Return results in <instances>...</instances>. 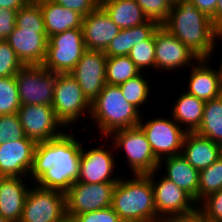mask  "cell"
<instances>
[{"instance_id": "47", "label": "cell", "mask_w": 222, "mask_h": 222, "mask_svg": "<svg viewBox=\"0 0 222 222\" xmlns=\"http://www.w3.org/2000/svg\"><path fill=\"white\" fill-rule=\"evenodd\" d=\"M121 222H149L144 220H121Z\"/></svg>"}, {"instance_id": "7", "label": "cell", "mask_w": 222, "mask_h": 222, "mask_svg": "<svg viewBox=\"0 0 222 222\" xmlns=\"http://www.w3.org/2000/svg\"><path fill=\"white\" fill-rule=\"evenodd\" d=\"M86 50L82 29H69L48 38L42 66L56 74L70 73Z\"/></svg>"}, {"instance_id": "30", "label": "cell", "mask_w": 222, "mask_h": 222, "mask_svg": "<svg viewBox=\"0 0 222 222\" xmlns=\"http://www.w3.org/2000/svg\"><path fill=\"white\" fill-rule=\"evenodd\" d=\"M150 82L146 79L143 74H138L135 77L127 80L126 82L119 85L124 98L128 103L133 104L139 110L146 102H148L150 91Z\"/></svg>"}, {"instance_id": "37", "label": "cell", "mask_w": 222, "mask_h": 222, "mask_svg": "<svg viewBox=\"0 0 222 222\" xmlns=\"http://www.w3.org/2000/svg\"><path fill=\"white\" fill-rule=\"evenodd\" d=\"M200 204L197 209L209 222H222V189L202 199Z\"/></svg>"}, {"instance_id": "1", "label": "cell", "mask_w": 222, "mask_h": 222, "mask_svg": "<svg viewBox=\"0 0 222 222\" xmlns=\"http://www.w3.org/2000/svg\"><path fill=\"white\" fill-rule=\"evenodd\" d=\"M71 133L36 144L31 181L65 193L78 180L82 143Z\"/></svg>"}, {"instance_id": "10", "label": "cell", "mask_w": 222, "mask_h": 222, "mask_svg": "<svg viewBox=\"0 0 222 222\" xmlns=\"http://www.w3.org/2000/svg\"><path fill=\"white\" fill-rule=\"evenodd\" d=\"M65 216V193L34 184L26 195L19 222H59Z\"/></svg>"}, {"instance_id": "29", "label": "cell", "mask_w": 222, "mask_h": 222, "mask_svg": "<svg viewBox=\"0 0 222 222\" xmlns=\"http://www.w3.org/2000/svg\"><path fill=\"white\" fill-rule=\"evenodd\" d=\"M140 73V69L128 56L107 57L106 84L119 86Z\"/></svg>"}, {"instance_id": "41", "label": "cell", "mask_w": 222, "mask_h": 222, "mask_svg": "<svg viewBox=\"0 0 222 222\" xmlns=\"http://www.w3.org/2000/svg\"><path fill=\"white\" fill-rule=\"evenodd\" d=\"M195 7L212 19L215 26V10L217 0H191Z\"/></svg>"}, {"instance_id": "3", "label": "cell", "mask_w": 222, "mask_h": 222, "mask_svg": "<svg viewBox=\"0 0 222 222\" xmlns=\"http://www.w3.org/2000/svg\"><path fill=\"white\" fill-rule=\"evenodd\" d=\"M6 41L23 65H42L48 38L36 0H29L17 11L15 28Z\"/></svg>"}, {"instance_id": "27", "label": "cell", "mask_w": 222, "mask_h": 222, "mask_svg": "<svg viewBox=\"0 0 222 222\" xmlns=\"http://www.w3.org/2000/svg\"><path fill=\"white\" fill-rule=\"evenodd\" d=\"M175 101L171 117L179 126L185 125L187 132H195L203 118L205 101L186 91H183Z\"/></svg>"}, {"instance_id": "8", "label": "cell", "mask_w": 222, "mask_h": 222, "mask_svg": "<svg viewBox=\"0 0 222 222\" xmlns=\"http://www.w3.org/2000/svg\"><path fill=\"white\" fill-rule=\"evenodd\" d=\"M52 107L56 117L65 126L76 124L81 115L91 114V103L85 97L76 79L70 74H56Z\"/></svg>"}, {"instance_id": "39", "label": "cell", "mask_w": 222, "mask_h": 222, "mask_svg": "<svg viewBox=\"0 0 222 222\" xmlns=\"http://www.w3.org/2000/svg\"><path fill=\"white\" fill-rule=\"evenodd\" d=\"M57 4L76 11L83 17L95 10L99 5V0H53Z\"/></svg>"}, {"instance_id": "49", "label": "cell", "mask_w": 222, "mask_h": 222, "mask_svg": "<svg viewBox=\"0 0 222 222\" xmlns=\"http://www.w3.org/2000/svg\"><path fill=\"white\" fill-rule=\"evenodd\" d=\"M0 222H9L8 220L4 219L1 215H0Z\"/></svg>"}, {"instance_id": "31", "label": "cell", "mask_w": 222, "mask_h": 222, "mask_svg": "<svg viewBox=\"0 0 222 222\" xmlns=\"http://www.w3.org/2000/svg\"><path fill=\"white\" fill-rule=\"evenodd\" d=\"M220 189H222V157L199 171L198 203Z\"/></svg>"}, {"instance_id": "35", "label": "cell", "mask_w": 222, "mask_h": 222, "mask_svg": "<svg viewBox=\"0 0 222 222\" xmlns=\"http://www.w3.org/2000/svg\"><path fill=\"white\" fill-rule=\"evenodd\" d=\"M23 66L9 43L0 41V77L15 76Z\"/></svg>"}, {"instance_id": "22", "label": "cell", "mask_w": 222, "mask_h": 222, "mask_svg": "<svg viewBox=\"0 0 222 222\" xmlns=\"http://www.w3.org/2000/svg\"><path fill=\"white\" fill-rule=\"evenodd\" d=\"M45 24L47 38L69 29H82L83 16L76 11L64 8L53 0H36Z\"/></svg>"}, {"instance_id": "14", "label": "cell", "mask_w": 222, "mask_h": 222, "mask_svg": "<svg viewBox=\"0 0 222 222\" xmlns=\"http://www.w3.org/2000/svg\"><path fill=\"white\" fill-rule=\"evenodd\" d=\"M25 136L38 142H46L63 134L64 125L55 110L48 105H20L17 111Z\"/></svg>"}, {"instance_id": "46", "label": "cell", "mask_w": 222, "mask_h": 222, "mask_svg": "<svg viewBox=\"0 0 222 222\" xmlns=\"http://www.w3.org/2000/svg\"><path fill=\"white\" fill-rule=\"evenodd\" d=\"M59 222H76L74 218L65 216L61 221Z\"/></svg>"}, {"instance_id": "32", "label": "cell", "mask_w": 222, "mask_h": 222, "mask_svg": "<svg viewBox=\"0 0 222 222\" xmlns=\"http://www.w3.org/2000/svg\"><path fill=\"white\" fill-rule=\"evenodd\" d=\"M20 105L15 76L0 77V115L17 113Z\"/></svg>"}, {"instance_id": "12", "label": "cell", "mask_w": 222, "mask_h": 222, "mask_svg": "<svg viewBox=\"0 0 222 222\" xmlns=\"http://www.w3.org/2000/svg\"><path fill=\"white\" fill-rule=\"evenodd\" d=\"M138 126L145 133L152 152L159 161L165 157L181 154L187 131L173 118L155 117L148 122L141 119Z\"/></svg>"}, {"instance_id": "44", "label": "cell", "mask_w": 222, "mask_h": 222, "mask_svg": "<svg viewBox=\"0 0 222 222\" xmlns=\"http://www.w3.org/2000/svg\"><path fill=\"white\" fill-rule=\"evenodd\" d=\"M215 28H222V0H217L215 10Z\"/></svg>"}, {"instance_id": "20", "label": "cell", "mask_w": 222, "mask_h": 222, "mask_svg": "<svg viewBox=\"0 0 222 222\" xmlns=\"http://www.w3.org/2000/svg\"><path fill=\"white\" fill-rule=\"evenodd\" d=\"M209 59H198L191 65L188 76V94L210 101L222 95V69L207 66ZM198 63V64H197ZM193 66V67H192Z\"/></svg>"}, {"instance_id": "42", "label": "cell", "mask_w": 222, "mask_h": 222, "mask_svg": "<svg viewBox=\"0 0 222 222\" xmlns=\"http://www.w3.org/2000/svg\"><path fill=\"white\" fill-rule=\"evenodd\" d=\"M163 222H209L207 218L196 209L194 212L189 214L173 217Z\"/></svg>"}, {"instance_id": "18", "label": "cell", "mask_w": 222, "mask_h": 222, "mask_svg": "<svg viewBox=\"0 0 222 222\" xmlns=\"http://www.w3.org/2000/svg\"><path fill=\"white\" fill-rule=\"evenodd\" d=\"M101 147L95 146V148L87 150H84V146L82 147L77 181L97 184L101 182L117 183L121 179V176L119 178L118 175L117 178L112 177L116 162L111 148L105 150Z\"/></svg>"}, {"instance_id": "19", "label": "cell", "mask_w": 222, "mask_h": 222, "mask_svg": "<svg viewBox=\"0 0 222 222\" xmlns=\"http://www.w3.org/2000/svg\"><path fill=\"white\" fill-rule=\"evenodd\" d=\"M120 30L100 5L82 20L84 44L88 50L105 51Z\"/></svg>"}, {"instance_id": "33", "label": "cell", "mask_w": 222, "mask_h": 222, "mask_svg": "<svg viewBox=\"0 0 222 222\" xmlns=\"http://www.w3.org/2000/svg\"><path fill=\"white\" fill-rule=\"evenodd\" d=\"M128 57L140 69L149 67L155 70V37L154 33L147 39L136 44L129 52Z\"/></svg>"}, {"instance_id": "5", "label": "cell", "mask_w": 222, "mask_h": 222, "mask_svg": "<svg viewBox=\"0 0 222 222\" xmlns=\"http://www.w3.org/2000/svg\"><path fill=\"white\" fill-rule=\"evenodd\" d=\"M140 112L127 102L119 86L106 84L91 104L90 117L99 133L108 138L116 130L138 126L142 119Z\"/></svg>"}, {"instance_id": "13", "label": "cell", "mask_w": 222, "mask_h": 222, "mask_svg": "<svg viewBox=\"0 0 222 222\" xmlns=\"http://www.w3.org/2000/svg\"><path fill=\"white\" fill-rule=\"evenodd\" d=\"M116 183L97 184L76 181L65 192L66 216L76 215L111 207Z\"/></svg>"}, {"instance_id": "43", "label": "cell", "mask_w": 222, "mask_h": 222, "mask_svg": "<svg viewBox=\"0 0 222 222\" xmlns=\"http://www.w3.org/2000/svg\"><path fill=\"white\" fill-rule=\"evenodd\" d=\"M29 0H0L1 8H8L18 11L23 7Z\"/></svg>"}, {"instance_id": "17", "label": "cell", "mask_w": 222, "mask_h": 222, "mask_svg": "<svg viewBox=\"0 0 222 222\" xmlns=\"http://www.w3.org/2000/svg\"><path fill=\"white\" fill-rule=\"evenodd\" d=\"M36 142L28 137L0 144V177H23L33 166Z\"/></svg>"}, {"instance_id": "38", "label": "cell", "mask_w": 222, "mask_h": 222, "mask_svg": "<svg viewBox=\"0 0 222 222\" xmlns=\"http://www.w3.org/2000/svg\"><path fill=\"white\" fill-rule=\"evenodd\" d=\"M76 222H121L119 215L108 207L101 210L85 212L73 217Z\"/></svg>"}, {"instance_id": "21", "label": "cell", "mask_w": 222, "mask_h": 222, "mask_svg": "<svg viewBox=\"0 0 222 222\" xmlns=\"http://www.w3.org/2000/svg\"><path fill=\"white\" fill-rule=\"evenodd\" d=\"M24 181V177H0V215L9 222L21 219L29 190Z\"/></svg>"}, {"instance_id": "40", "label": "cell", "mask_w": 222, "mask_h": 222, "mask_svg": "<svg viewBox=\"0 0 222 222\" xmlns=\"http://www.w3.org/2000/svg\"><path fill=\"white\" fill-rule=\"evenodd\" d=\"M17 11L0 7V41L6 40L16 25Z\"/></svg>"}, {"instance_id": "28", "label": "cell", "mask_w": 222, "mask_h": 222, "mask_svg": "<svg viewBox=\"0 0 222 222\" xmlns=\"http://www.w3.org/2000/svg\"><path fill=\"white\" fill-rule=\"evenodd\" d=\"M195 133L215 143L222 142V95L205 101L203 118Z\"/></svg>"}, {"instance_id": "36", "label": "cell", "mask_w": 222, "mask_h": 222, "mask_svg": "<svg viewBox=\"0 0 222 222\" xmlns=\"http://www.w3.org/2000/svg\"><path fill=\"white\" fill-rule=\"evenodd\" d=\"M17 113L0 115V144L25 138Z\"/></svg>"}, {"instance_id": "11", "label": "cell", "mask_w": 222, "mask_h": 222, "mask_svg": "<svg viewBox=\"0 0 222 222\" xmlns=\"http://www.w3.org/2000/svg\"><path fill=\"white\" fill-rule=\"evenodd\" d=\"M157 171L159 169L146 175L153 187L158 222L194 212L198 206L195 200L164 175L157 182L155 177Z\"/></svg>"}, {"instance_id": "4", "label": "cell", "mask_w": 222, "mask_h": 222, "mask_svg": "<svg viewBox=\"0 0 222 222\" xmlns=\"http://www.w3.org/2000/svg\"><path fill=\"white\" fill-rule=\"evenodd\" d=\"M133 177L116 183L111 207L121 220L158 222L150 178L146 174Z\"/></svg>"}, {"instance_id": "34", "label": "cell", "mask_w": 222, "mask_h": 222, "mask_svg": "<svg viewBox=\"0 0 222 222\" xmlns=\"http://www.w3.org/2000/svg\"><path fill=\"white\" fill-rule=\"evenodd\" d=\"M142 8L145 17L156 22L159 26L163 25L168 19L173 0H135Z\"/></svg>"}, {"instance_id": "24", "label": "cell", "mask_w": 222, "mask_h": 222, "mask_svg": "<svg viewBox=\"0 0 222 222\" xmlns=\"http://www.w3.org/2000/svg\"><path fill=\"white\" fill-rule=\"evenodd\" d=\"M162 163L166 167L164 176L187 192L198 204L199 171L181 154L161 159L159 170Z\"/></svg>"}, {"instance_id": "6", "label": "cell", "mask_w": 222, "mask_h": 222, "mask_svg": "<svg viewBox=\"0 0 222 222\" xmlns=\"http://www.w3.org/2000/svg\"><path fill=\"white\" fill-rule=\"evenodd\" d=\"M111 135L112 152L120 148L125 152L132 175L148 174L159 169L160 161L153 154L147 137L139 126L116 130Z\"/></svg>"}, {"instance_id": "9", "label": "cell", "mask_w": 222, "mask_h": 222, "mask_svg": "<svg viewBox=\"0 0 222 222\" xmlns=\"http://www.w3.org/2000/svg\"><path fill=\"white\" fill-rule=\"evenodd\" d=\"M15 79L21 105L52 106L56 73L42 65H24Z\"/></svg>"}, {"instance_id": "15", "label": "cell", "mask_w": 222, "mask_h": 222, "mask_svg": "<svg viewBox=\"0 0 222 222\" xmlns=\"http://www.w3.org/2000/svg\"><path fill=\"white\" fill-rule=\"evenodd\" d=\"M106 62L104 51L86 49L70 72L91 104L106 85Z\"/></svg>"}, {"instance_id": "26", "label": "cell", "mask_w": 222, "mask_h": 222, "mask_svg": "<svg viewBox=\"0 0 222 222\" xmlns=\"http://www.w3.org/2000/svg\"><path fill=\"white\" fill-rule=\"evenodd\" d=\"M158 26L156 22L148 20L144 24L120 30L104 51L105 55L107 57L128 56L130 50L136 44L147 40Z\"/></svg>"}, {"instance_id": "25", "label": "cell", "mask_w": 222, "mask_h": 222, "mask_svg": "<svg viewBox=\"0 0 222 222\" xmlns=\"http://www.w3.org/2000/svg\"><path fill=\"white\" fill-rule=\"evenodd\" d=\"M100 6L121 30L129 29L148 21L142 8L135 0H102L100 1Z\"/></svg>"}, {"instance_id": "2", "label": "cell", "mask_w": 222, "mask_h": 222, "mask_svg": "<svg viewBox=\"0 0 222 222\" xmlns=\"http://www.w3.org/2000/svg\"><path fill=\"white\" fill-rule=\"evenodd\" d=\"M199 59H209L215 48L216 28L212 19L198 10L191 0L173 1L168 19L162 25Z\"/></svg>"}, {"instance_id": "16", "label": "cell", "mask_w": 222, "mask_h": 222, "mask_svg": "<svg viewBox=\"0 0 222 222\" xmlns=\"http://www.w3.org/2000/svg\"><path fill=\"white\" fill-rule=\"evenodd\" d=\"M155 37V69L156 71H170L193 65L198 57L178 38L162 25L154 32ZM192 63V64H191Z\"/></svg>"}, {"instance_id": "23", "label": "cell", "mask_w": 222, "mask_h": 222, "mask_svg": "<svg viewBox=\"0 0 222 222\" xmlns=\"http://www.w3.org/2000/svg\"><path fill=\"white\" fill-rule=\"evenodd\" d=\"M181 155L198 171L213 164L219 157V144L195 132H187Z\"/></svg>"}, {"instance_id": "48", "label": "cell", "mask_w": 222, "mask_h": 222, "mask_svg": "<svg viewBox=\"0 0 222 222\" xmlns=\"http://www.w3.org/2000/svg\"><path fill=\"white\" fill-rule=\"evenodd\" d=\"M220 157H222V142L219 144Z\"/></svg>"}, {"instance_id": "45", "label": "cell", "mask_w": 222, "mask_h": 222, "mask_svg": "<svg viewBox=\"0 0 222 222\" xmlns=\"http://www.w3.org/2000/svg\"><path fill=\"white\" fill-rule=\"evenodd\" d=\"M215 39L222 40V28L216 30ZM221 60H222V58H221ZM219 67L222 69V61L220 62Z\"/></svg>"}]
</instances>
